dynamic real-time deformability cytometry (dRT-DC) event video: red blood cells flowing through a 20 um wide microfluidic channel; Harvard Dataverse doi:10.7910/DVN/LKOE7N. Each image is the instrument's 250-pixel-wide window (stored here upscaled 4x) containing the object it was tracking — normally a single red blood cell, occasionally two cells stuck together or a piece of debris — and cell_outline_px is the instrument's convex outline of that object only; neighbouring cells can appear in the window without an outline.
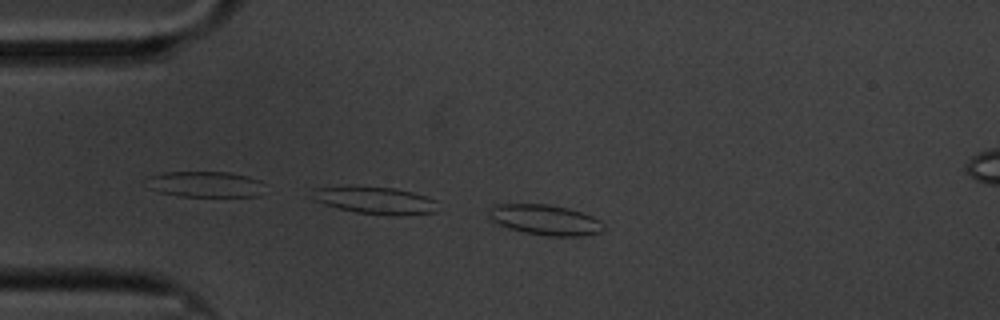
{"species": "common noctule bat (a hibernating species)", "species_latin": "Nyctalus noctula", "temperature_condition": "cold", "stored_images_in_passage": 47, "camera_frame_rate_fps": 3000, "um_per_image_px": 0.085, "animal": {"sex": "male", "body_mass_g": 20.1, "forearm_length_mm": 53.5}, "frame": {"image": 1, "passage_image": 1, "time_ms": 0.0, "image_size_px": [1000, 320], "cell_outline_px": [[604, 228], [600, 232], [584, 236], [548, 236], [524, 232], [508, 228], [492, 220], [488, 212], [488, 208], [496, 204], [548, 204], [568, 208], [592, 216], [600, 220]], "centroid_in_image_um": [46.33, 18.68], "position_along_channel_um": 38.7, "area_um2": 20.23}}
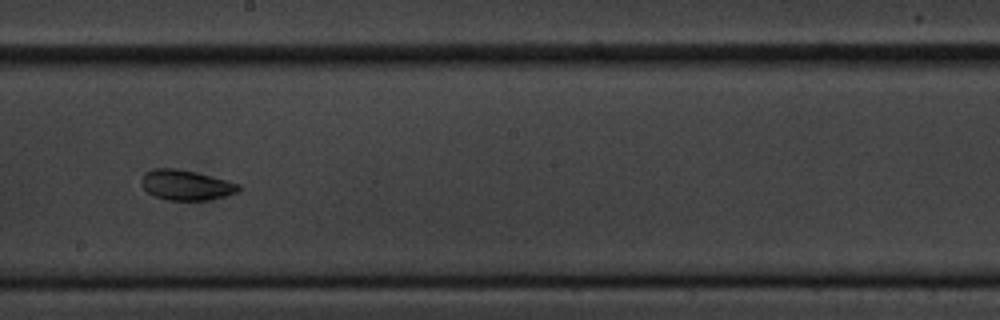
{"frame": {"image": 2, "passage_image": 21, "time_ms": 6.667, "image_size_px": [1000, 320], "cell_outline_px": [[240, 188], [236, 192], [224, 196], [208, 200], [168, 200], [152, 196], [140, 184], [140, 180], [144, 172], [152, 168], [176, 168], [196, 172], [228, 180], [240, 184]], "centroid_in_image_um": [15.77, 15.72], "position_along_channel_um": 232.4, "area_um2": 17.28}}
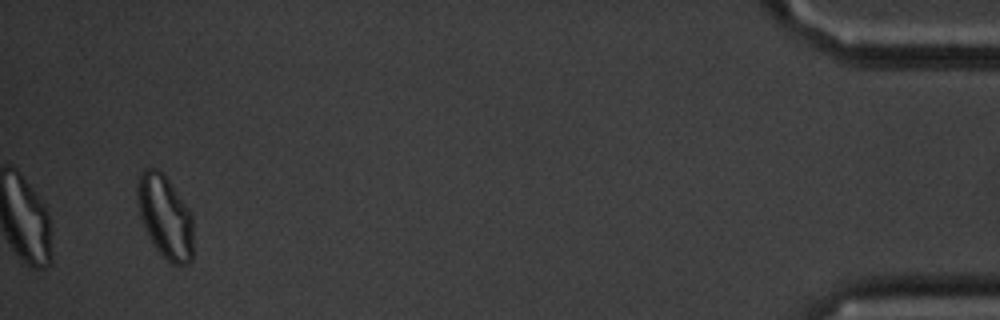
{"frame": {"image": 3, "passage_image": 45, "time_ms": 14.667, "image_size_px": [1000, 320], "cell_outline_px": [[192, 260], [188, 264], [172, 264], [156, 248], [140, 216], [136, 196], [136, 188], [140, 176], [144, 168], [156, 168], [164, 172], [188, 208], [192, 216]], "centroid_in_image_um": [14.04, 18.38], "position_along_channel_um": 421.2, "area_um2": 26.76}, "authors_computed_cell_mechanics": {"area_um2": 18.0336, "velocity_mm_per_s": 3.3306, "shape_relaxation_time_tau1_ms": 5.4376, "shape_relaxation_time_tau2_ms": 2.4682, "deformation_change_tau1": 0.0834, "deformation_change_tau2": 0.0814}}